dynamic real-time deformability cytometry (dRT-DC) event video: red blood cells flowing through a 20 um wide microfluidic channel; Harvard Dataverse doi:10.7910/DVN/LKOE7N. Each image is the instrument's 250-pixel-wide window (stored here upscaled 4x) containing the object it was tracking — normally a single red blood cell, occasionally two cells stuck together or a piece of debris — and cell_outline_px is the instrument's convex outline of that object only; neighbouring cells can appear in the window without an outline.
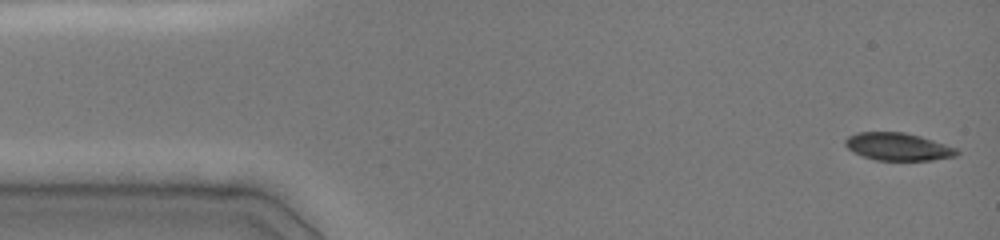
{"species": "common noctule bat (a hibernating species)", "species_latin": "Nyctalus noctula", "temperature_condition": "cold", "stored_images_in_passage": 47, "camera_frame_rate_fps": 3000, "um_per_image_px": 0.085, "animal": {"sex": "female", "body_mass_g": 19.0, "forearm_length_mm": 51.5}, "frame": {"image": 1, "passage_image": 1, "time_ms": 0.0, "image_size_px": [1000, 240], "cell_outline_px": [[960, 152], [956, 156], [932, 160], [876, 160], [860, 156], [852, 152], [844, 144], [844, 140], [848, 136], [856, 132], [904, 132], [920, 136], [956, 148]], "centroid_in_image_um": [76.28, 12.47], "position_along_channel_um": 8.7, "area_um2": 18.03}}
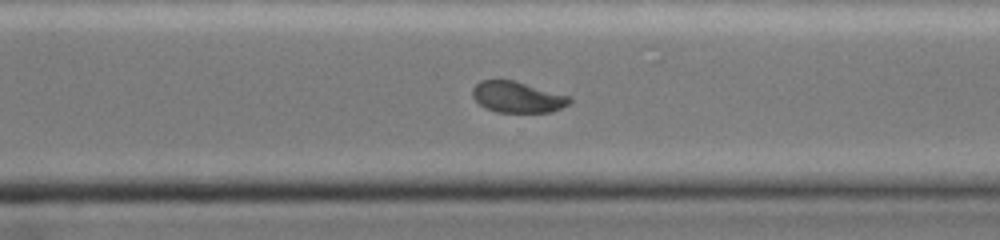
{"frame": {"image": 2, "passage_image": 33, "time_ms": 10.667, "image_size_px": [1000, 240], "cell_outline_px": [[572, 100], [568, 104], [552, 112], [496, 112], [484, 108], [472, 96], [472, 88], [480, 80], [512, 80], [568, 96]], "centroid_in_image_um": [43.93, 8.26], "position_along_channel_um": 326.7, "area_um2": 17.34}}
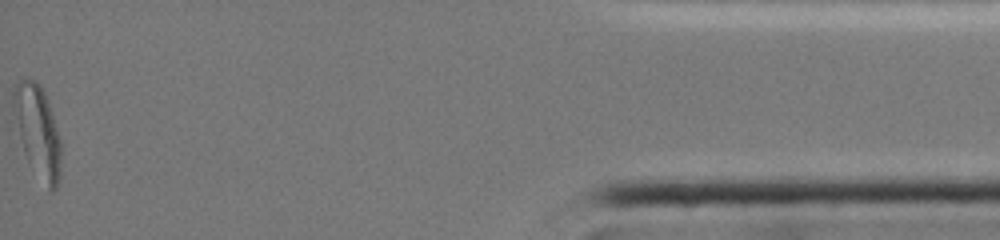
{"frame": {"image": 3, "passage_image": 47, "time_ms": 15.333, "image_size_px": [1000, 240], "cell_outline_px": [[60, 172], [56, 188], [52, 192], [48, 192], [28, 164], [24, 152], [12, 104], [12, 88], [20, 80], [28, 76], [36, 80], [44, 92], [60, 140]], "centroid_in_image_um": [3.18, 11.18], "position_along_channel_um": 432.0, "area_um2": 25.37}, "authors_computed_cell_mechanics": {"area_um2": 19.2474, "velocity_mm_per_s": 4.0305, "shape_relaxation_time_tau1_ms": 4.4955, "shape_relaxation_time_tau2_ms": 4.096, "deformation_change_tau1": 0.1289, "deformation_change_tau2": 0.0495}}